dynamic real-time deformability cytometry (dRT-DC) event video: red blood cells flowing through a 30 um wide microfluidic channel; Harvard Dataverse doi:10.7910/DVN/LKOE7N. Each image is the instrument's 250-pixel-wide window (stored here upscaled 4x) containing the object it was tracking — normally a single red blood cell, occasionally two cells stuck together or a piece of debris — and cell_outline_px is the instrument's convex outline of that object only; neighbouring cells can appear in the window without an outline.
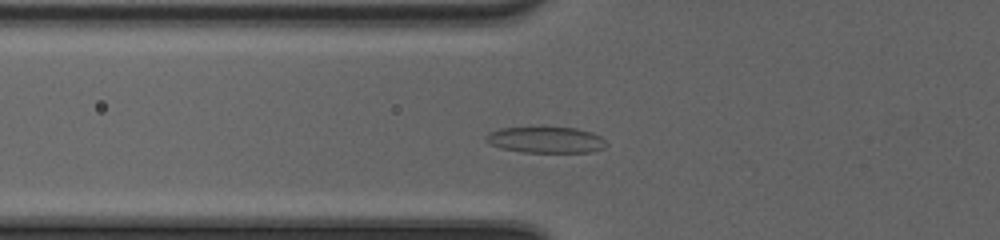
{"species": "common noctule bat (a hibernating species)", "species_latin": "Nyctalus noctula", "temperature_condition": "cold", "stored_images_in_passage": 43, "camera_frame_rate_fps": 3000, "um_per_image_px": 0.085, "animal": {"sex": "female", "body_mass_g": 20.0, "forearm_length_mm": 54.0}, "frame": {"image": 1, "passage_image": 12, "time_ms": 3.667, "image_size_px": [1000, 240], "cell_outline_px": [[608, 144], [604, 148], [592, 152], [524, 152], [500, 148], [488, 144], [484, 140], [484, 136], [488, 132], [500, 128], [540, 124], [576, 128], [592, 132], [600, 136]], "centroid_in_image_um": [46.33, 11.83], "position_along_channel_um": 79.5, "area_um2": 19.48}}
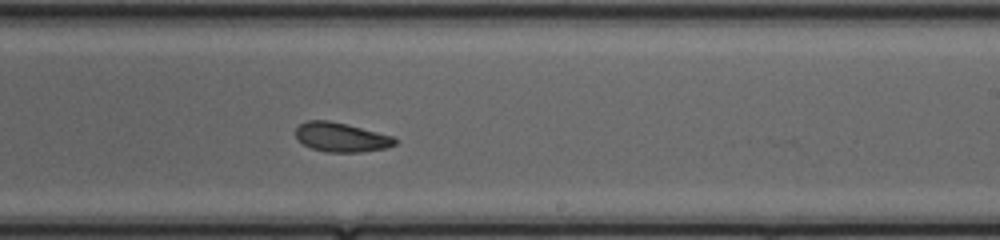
{"frame": {"image": 2, "passage_image": 25, "time_ms": 8.0, "image_size_px": [1000, 240], "cell_outline_px": [[400, 140], [396, 144], [384, 148], [360, 152], [328, 152], [312, 148], [304, 144], [296, 136], [296, 128], [300, 124], [308, 120], [328, 120], [392, 136]], "centroid_in_image_um": [29.01, 11.67], "position_along_channel_um": 260.0, "area_um2": 16.59}}
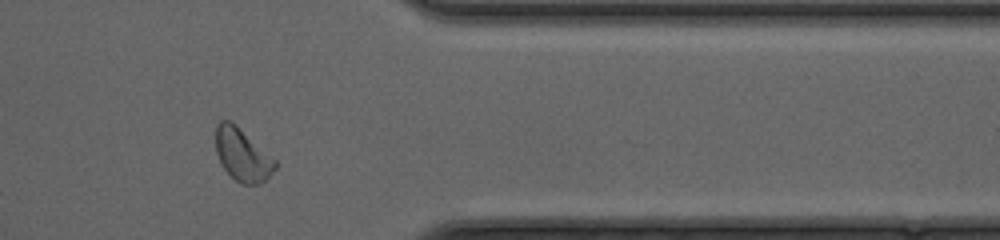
{"frame": {"image": 3, "passage_image": 35, "time_ms": 11.333, "image_size_px": [1000, 240], "cell_outline_px": [[276, 168], [260, 184], [244, 184], [236, 180], [220, 164], [216, 152], [216, 124], [220, 120], [232, 120], [276, 160]], "centroid_in_image_um": [20.59, 13.12], "position_along_channel_um": 390.8, "area_um2": 18.15}, "authors_computed_cell_mechanics": {"area_um2": 17.8602, "velocity_mm_per_s": 4.1759, "shape_relaxation_time_tau1_ms": 4.8776, "shape_relaxation_time_tau2_ms": 3.8333, "deformation_change_tau1": 0.0997, "deformation_change_tau2": 0.0985}}